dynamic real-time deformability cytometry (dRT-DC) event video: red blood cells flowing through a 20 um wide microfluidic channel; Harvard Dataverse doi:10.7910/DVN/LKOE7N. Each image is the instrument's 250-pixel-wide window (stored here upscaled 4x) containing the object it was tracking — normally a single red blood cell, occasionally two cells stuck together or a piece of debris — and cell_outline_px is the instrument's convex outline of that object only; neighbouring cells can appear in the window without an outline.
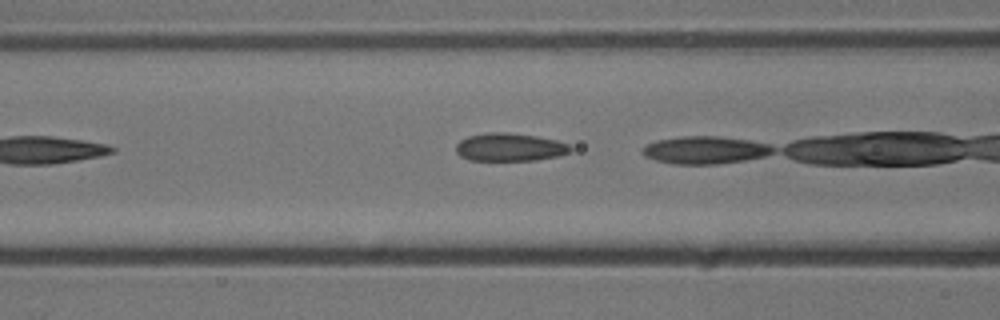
{"species": "common noctule bat (a hibernating species)", "species_latin": "Nyctalus noctula", "temperature_condition": "cold", "stored_images_in_passage": 21, "camera_frame_rate_fps": 3000, "um_per_image_px": 0.085, "animal": {"sex": "male", "body_mass_g": 13.3}, "frame": {"image": 1, "passage_image": 7, "time_ms": 2.0, "image_size_px": [1000, 320], "cell_outline_px": [[572, 148], [568, 152], [556, 156], [536, 160], [468, 160], [460, 156], [456, 152], [456, 144], [460, 140], [468, 136], [484, 132], [508, 132], [536, 136], [556, 140], [568, 144]], "centroid_in_image_um": [43.27, 12.5], "position_along_channel_um": 123.3, "area_um2": 18.67}}